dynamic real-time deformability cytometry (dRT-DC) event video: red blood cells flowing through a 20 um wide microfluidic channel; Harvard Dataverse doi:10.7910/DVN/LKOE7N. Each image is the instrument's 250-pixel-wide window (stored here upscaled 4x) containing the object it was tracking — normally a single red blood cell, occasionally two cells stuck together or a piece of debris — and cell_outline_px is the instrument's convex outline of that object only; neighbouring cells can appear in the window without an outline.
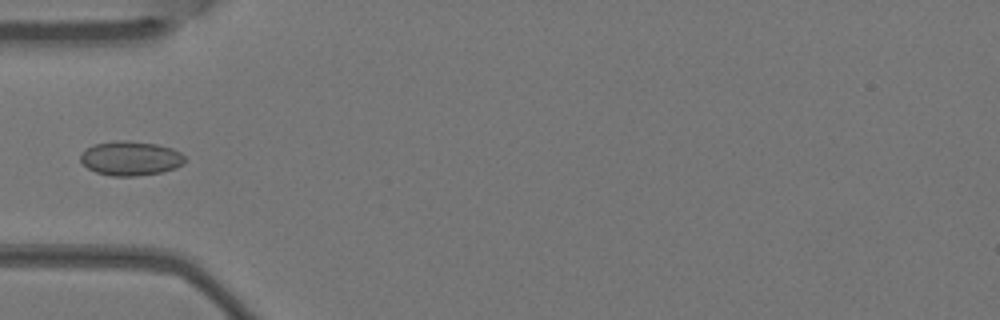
{"species": "Egyptian fruit bat (a non-hibernating species)", "species_latin": "Rousettus aegyptiacus", "temperature_condition": "warm", "stored_images_in_passage": 5, "camera_frame_rate_fps": 3000, "um_per_image_px": 0.085, "animal": {"sex": "female"}, "frame": {"image": 1, "passage_image": 5, "time_ms": 1.333, "image_size_px": [1000, 320], "cell_outline_px": [[188, 160], [184, 164], [176, 168], [160, 172], [136, 176], [112, 176], [96, 172], [88, 168], [80, 160], [80, 152], [96, 144], [116, 140], [124, 140], [156, 144], [172, 148], [180, 152]], "centroid_in_image_um": [11.12, 13.46], "position_along_channel_um": 73.9, "area_um2": 20.92}}